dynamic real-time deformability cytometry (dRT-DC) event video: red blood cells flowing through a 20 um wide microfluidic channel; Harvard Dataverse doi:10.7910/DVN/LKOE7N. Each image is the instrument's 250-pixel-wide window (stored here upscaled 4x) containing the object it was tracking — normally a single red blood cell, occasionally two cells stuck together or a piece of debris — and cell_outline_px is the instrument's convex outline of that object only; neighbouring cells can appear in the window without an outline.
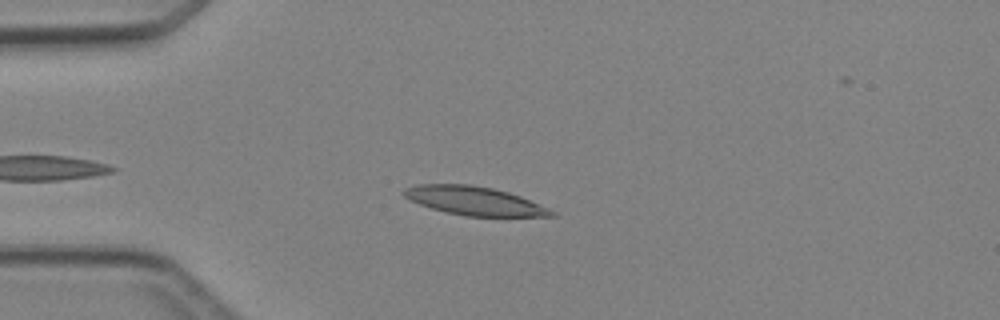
{"species": "Egyptian fruit bat (a non-hibernating species)", "species_latin": "Rousettus aegyptiacus", "temperature_condition": "cold", "stored_images_in_passage": 5, "camera_frame_rate_fps": 3000, "um_per_image_px": 0.085, "animal": {"sex": "female"}, "frame": {"image": 1, "passage_image": 4, "time_ms": 3.667, "image_size_px": [1000, 320], "cell_outline_px": [[560, 216], [464, 216], [432, 208], [420, 204], [404, 196], [400, 192], [404, 188], [416, 184], [472, 184], [492, 188], [508, 192], [520, 196], [548, 208], [556, 212]], "centroid_in_image_um": [40.32, 17.06], "position_along_channel_um": 44.7, "area_um2": 24.51}}